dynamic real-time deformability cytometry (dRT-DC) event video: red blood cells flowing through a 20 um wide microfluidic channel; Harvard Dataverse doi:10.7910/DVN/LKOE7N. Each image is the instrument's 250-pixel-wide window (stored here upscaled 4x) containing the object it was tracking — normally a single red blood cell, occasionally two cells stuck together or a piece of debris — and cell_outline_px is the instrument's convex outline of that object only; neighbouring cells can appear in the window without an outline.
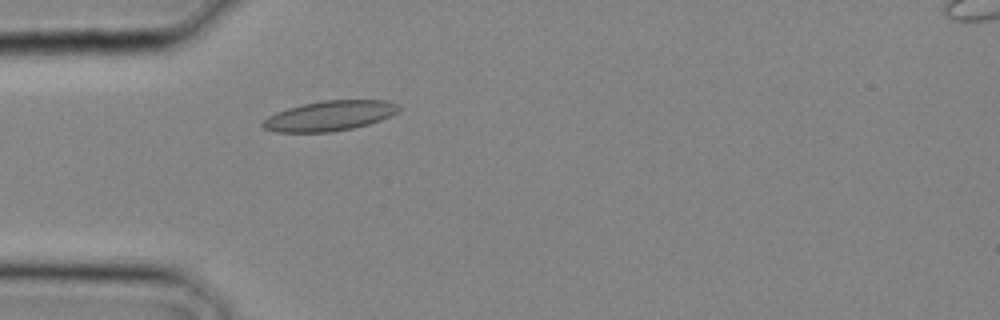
{"species": "common noctule bat (a hibernating species)", "species_latin": "Nyctalus noctula", "temperature_condition": "cold", "stored_images_in_passage": 20, "camera_frame_rate_fps": 3000, "um_per_image_px": 0.085, "animal": {"sex": "male", "body_mass_g": 20.4}, "frame": {"image": 1, "passage_image": 2, "time_ms": 0.333, "image_size_px": [1000, 320], "cell_outline_px": [[400, 108], [392, 116], [368, 124], [352, 128], [332, 132], [276, 132], [264, 128], [260, 124], [268, 116], [276, 112], [288, 108], [304, 104], [324, 100], [388, 100], [396, 104]], "centroid_in_image_um": [28.01, 9.84], "position_along_channel_um": 57.0, "area_um2": 23.7}}
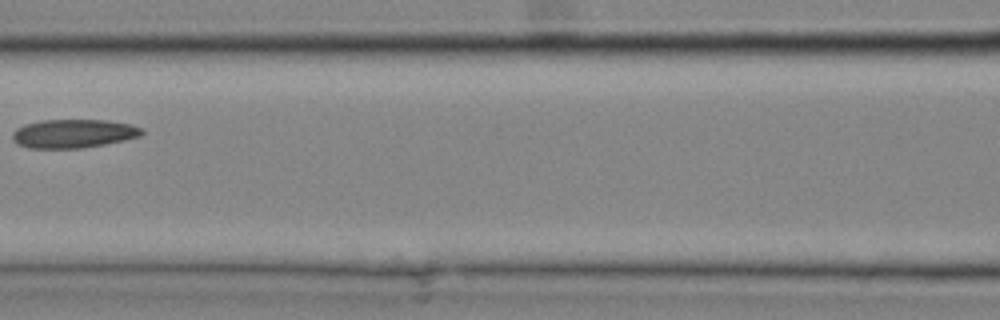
{"frame": {"image": 2, "passage_image": 7, "time_ms": 2.0, "image_size_px": [1000, 320], "cell_outline_px": [[144, 132], [140, 136], [124, 140], [84, 148], [28, 148], [16, 144], [12, 140], [12, 132], [16, 128], [24, 124], [40, 120], [104, 120], [128, 124], [140, 128]], "centroid_in_image_um": [6.17, 11.36], "position_along_channel_um": 160.4, "area_um2": 21.62}}
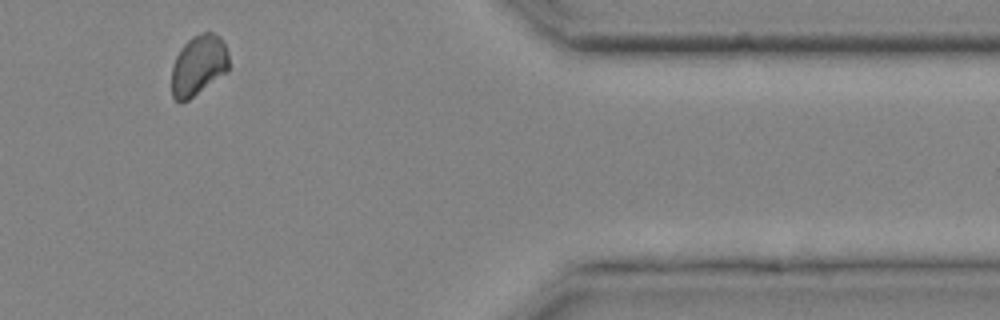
{"frame": {"image": 3, "passage_image": 19, "time_ms": 6.0, "image_size_px": [1000, 320], "cell_outline_px": [[228, 72], [188, 100], [180, 104], [172, 96], [172, 64], [180, 48], [192, 36], [204, 32], [212, 32], [220, 36], [228, 52]], "centroid_in_image_um": [16.86, 5.56], "position_along_channel_um": 394.5, "area_um2": 20.35}}